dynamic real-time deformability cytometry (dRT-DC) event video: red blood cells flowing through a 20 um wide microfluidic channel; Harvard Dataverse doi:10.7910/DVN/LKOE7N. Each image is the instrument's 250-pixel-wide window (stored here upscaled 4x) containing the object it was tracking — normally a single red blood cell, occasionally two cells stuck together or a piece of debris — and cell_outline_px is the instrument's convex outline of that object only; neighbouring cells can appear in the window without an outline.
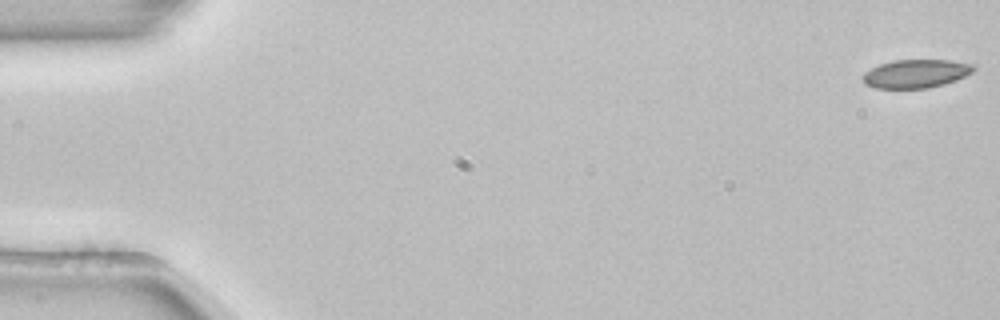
{"species": "common noctule bat (a hibernating species)", "species_latin": "Nyctalus noctula", "temperature_condition": "room temperature", "stored_images_in_passage": 54, "camera_frame_rate_fps": 3000, "um_per_image_px": 0.085, "animal": {"sex": "female", "body_mass_g": 22.7, "forearm_length_mm": 54.2}, "frame": {"image": 1, "passage_image": 1, "time_ms": 0.0, "image_size_px": [1000, 320], "cell_outline_px": [[976, 68], [972, 72], [964, 76], [944, 84], [928, 88], [876, 88], [864, 84], [864, 72], [880, 64], [892, 60], [948, 60], [976, 64]], "centroid_in_image_um": [77.87, 6.25], "position_along_channel_um": 7.1, "area_um2": 18.26}}
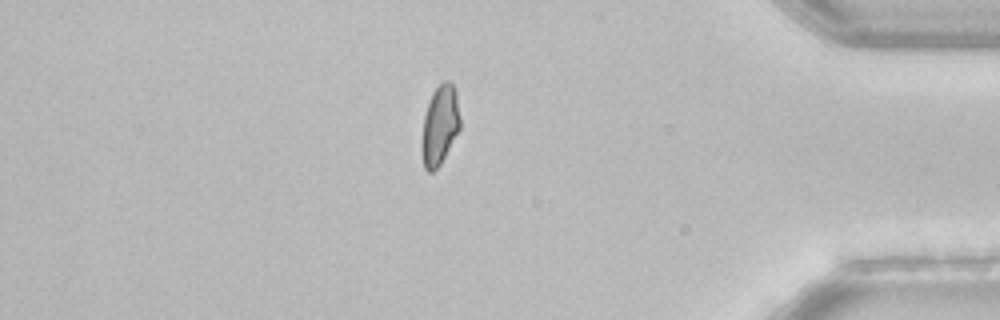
{"frame": {"image": 2, "passage_image": 46, "time_ms": 15.0, "image_size_px": [1000, 320], "cell_outline_px": [[460, 128], [440, 164], [432, 172], [428, 172], [424, 168], [420, 148], [424, 116], [432, 92], [444, 80], [448, 80], [452, 84], [456, 92], [460, 116]], "centroid_in_image_um": [37.37, 10.65], "position_along_channel_um": 397.8, "area_um2": 17.74}}
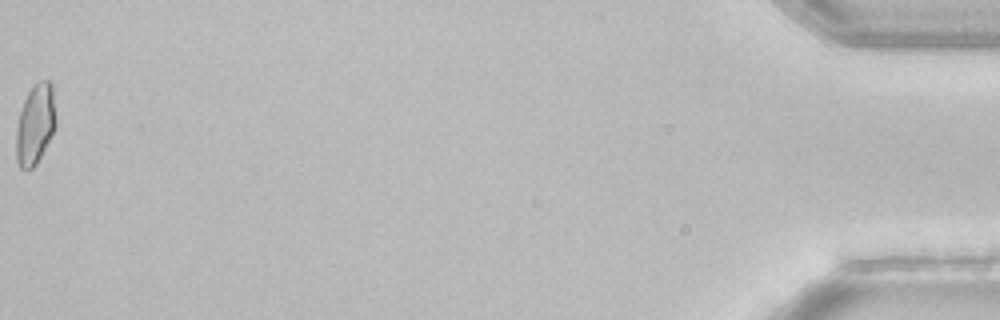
{"frame": {"image": 3, "passage_image": 54, "time_ms": 17.667, "image_size_px": [1000, 320], "cell_outline_px": [[56, 124], [36, 164], [32, 168], [20, 168], [16, 160], [16, 128], [20, 112], [24, 100], [28, 92], [40, 80], [48, 80], [52, 84], [56, 120]], "centroid_in_image_um": [2.98, 10.55], "position_along_channel_um": 432.2, "area_um2": 18.21}, "authors_computed_cell_mechanics": {"area_um2": 18.7561, "velocity_mm_per_s": 3.8739, "shape_relaxation_time_tau1_ms": 4.8208, "shape_relaxation_time_tau2_ms": null, "deformation_change_tau1": 0.1014, "deformation_change_tau2": null}}